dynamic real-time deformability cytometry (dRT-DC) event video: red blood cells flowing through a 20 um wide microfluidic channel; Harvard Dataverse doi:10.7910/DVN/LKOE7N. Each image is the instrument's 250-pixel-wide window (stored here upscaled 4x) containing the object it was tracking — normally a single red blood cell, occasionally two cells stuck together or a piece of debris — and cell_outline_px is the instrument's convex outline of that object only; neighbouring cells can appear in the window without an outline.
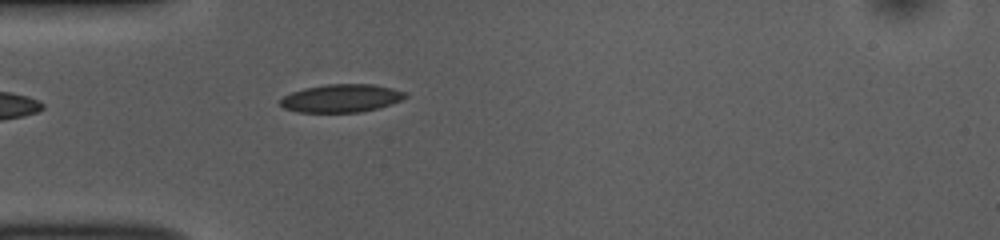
{"species": "common noctule bat (a hibernating species)", "species_latin": "Nyctalus noctula", "temperature_condition": "room temperature", "stored_images_in_passage": 38, "camera_frame_rate_fps": 3000, "um_per_image_px": 0.085, "animal": {"sex": "female", "body_mass_g": 10.0, "forearm_length_mm": 53.1}, "frame": {"image": 1, "passage_image": 1, "time_ms": 0.0, "image_size_px": [1000, 240], "cell_outline_px": [[408, 96], [400, 100], [376, 108], [360, 112], [296, 112], [284, 108], [280, 104], [280, 100], [284, 96], [292, 92], [304, 88], [324, 84], [372, 84], [392, 88], [408, 92]], "centroid_in_image_um": [29.0, 8.34], "position_along_channel_um": 56.0, "area_um2": 20.35}}
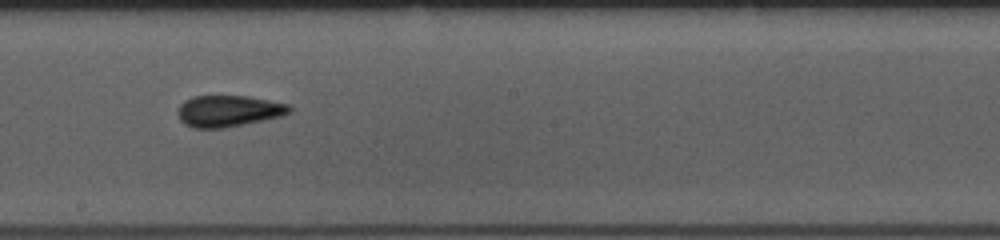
{"frame": {"image": 2, "passage_image": 15, "time_ms": 4.667, "image_size_px": [1000, 240], "cell_outline_px": [[292, 112], [284, 116], [224, 128], [192, 128], [184, 124], [180, 120], [180, 104], [184, 100], [192, 96], [248, 96], [288, 104], [292, 108]], "centroid_in_image_um": [19.46, 9.44], "position_along_channel_um": 228.7, "area_um2": 20.46}}
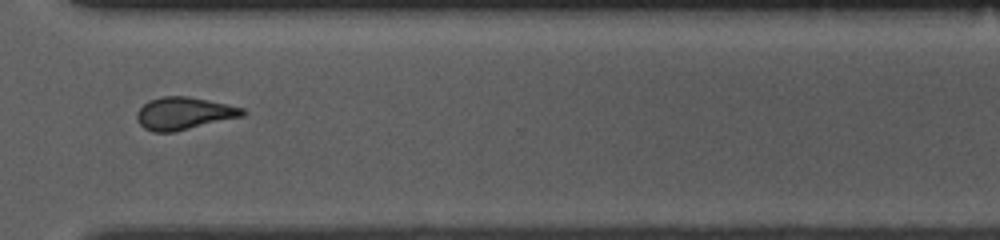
{"frame": {"image": 3, "passage_image": 25, "time_ms": 8.0, "image_size_px": [1000, 240], "cell_outline_px": [[248, 112], [244, 116], [176, 132], [152, 132], [144, 128], [136, 120], [136, 112], [148, 100], [160, 96], [188, 96], [208, 100], [244, 108]], "centroid_in_image_um": [15.63, 9.64], "position_along_channel_um": 355.0, "area_um2": 20.29}, "authors_computed_cell_mechanics": {"area_um2": 20.1722, "velocity_mm_per_s": 3.7923, "shape_relaxation_time_tau1_ms": 4.9224, "shape_relaxation_time_tau2_ms": 1.9085, "deformation_change_tau1": 0.0967, "deformation_change_tau2": 0.0871}}